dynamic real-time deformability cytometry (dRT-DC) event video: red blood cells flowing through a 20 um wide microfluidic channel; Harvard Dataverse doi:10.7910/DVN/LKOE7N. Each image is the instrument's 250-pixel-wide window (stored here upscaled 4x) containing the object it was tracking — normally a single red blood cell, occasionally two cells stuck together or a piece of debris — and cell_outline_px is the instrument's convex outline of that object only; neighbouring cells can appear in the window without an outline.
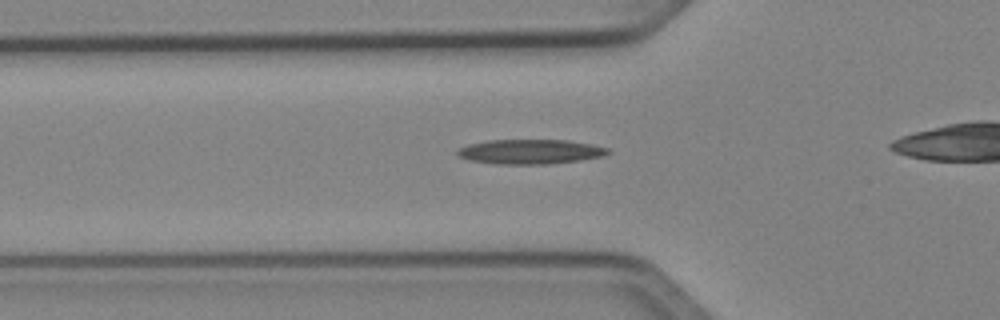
{"species": "Egyptian fruit bat (a non-hibernating species)", "species_latin": "Rousettus aegyptiacus", "temperature_condition": "cold", "stored_images_in_passage": 29, "camera_frame_rate_fps": 3000, "um_per_image_px": 0.085, "animal": {"sex": "female"}, "frame": {"image": 1, "passage_image": 5, "time_ms": 1.333, "image_size_px": [1000, 320], "cell_outline_px": [[612, 152], [600, 156], [580, 160], [548, 164], [496, 164], [468, 160], [456, 156], [456, 148], [468, 144], [488, 140], [568, 140], [592, 144], [608, 148]], "centroid_in_image_um": [45.01, 12.89], "position_along_channel_um": 80.8, "area_um2": 21.79}}
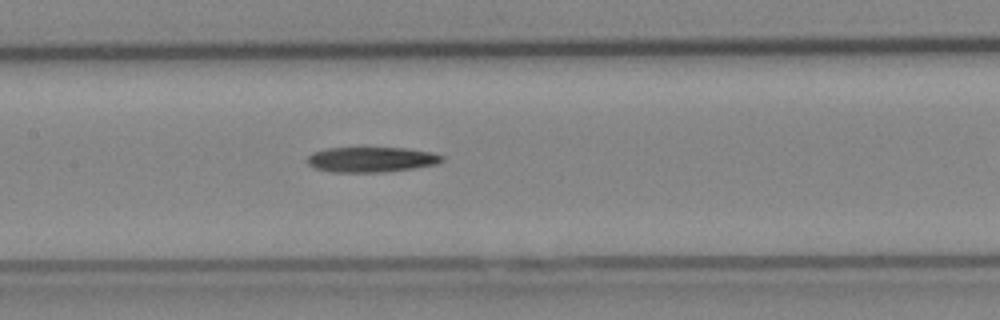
{"frame": {"image": 2, "passage_image": 12, "time_ms": 3.667, "image_size_px": [1000, 320], "cell_outline_px": [[444, 160], [436, 164], [412, 168], [384, 172], [332, 172], [316, 168], [308, 164], [308, 156], [312, 152], [328, 148], [408, 148], [432, 152], [444, 156]], "centroid_in_image_um": [31.58, 13.55], "position_along_channel_um": 175.8, "area_um2": 19.71}}
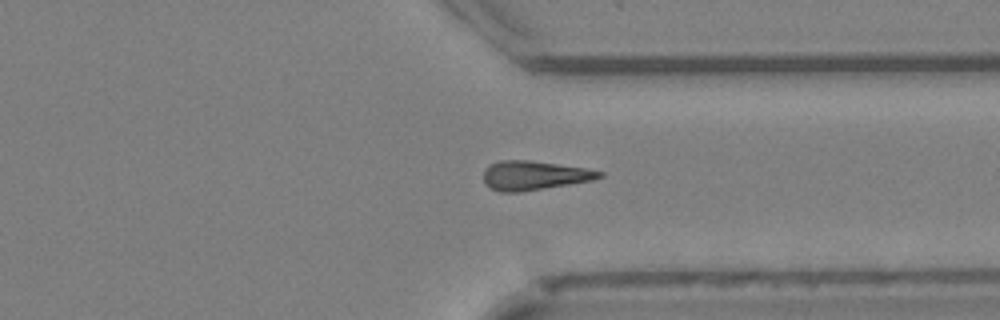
{"frame": {"image": 3, "passage_image": 26, "time_ms": 8.333, "image_size_px": [1000, 320], "cell_outline_px": [[604, 176], [592, 180], [520, 192], [496, 192], [488, 188], [484, 184], [484, 168], [488, 164], [500, 160], [528, 160], [588, 168], [604, 172]], "centroid_in_image_um": [45.35, 14.91], "position_along_channel_um": 366.0, "area_um2": 19.88}}